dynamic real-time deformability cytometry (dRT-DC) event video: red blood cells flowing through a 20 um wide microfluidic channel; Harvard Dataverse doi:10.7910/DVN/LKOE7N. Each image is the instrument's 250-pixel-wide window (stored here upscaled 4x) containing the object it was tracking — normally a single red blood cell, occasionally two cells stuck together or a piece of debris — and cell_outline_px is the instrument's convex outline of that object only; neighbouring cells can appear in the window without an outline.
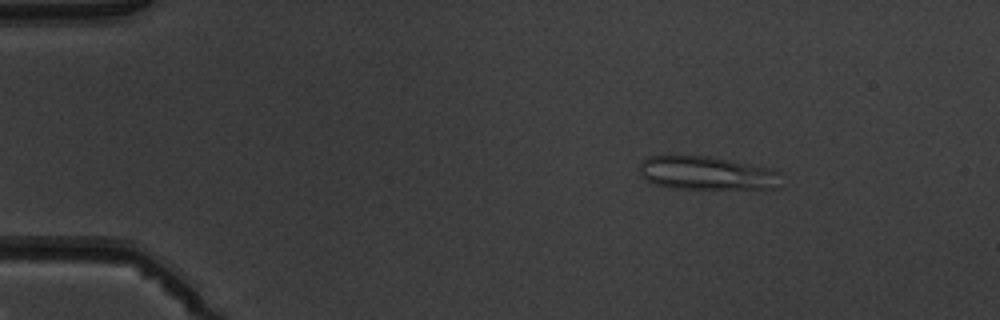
{"species": "common noctule bat (a hibernating species)", "species_latin": "Nyctalus noctula", "temperature_condition": "warm", "stored_images_in_passage": 6, "camera_frame_rate_fps": 3000, "um_per_image_px": 0.085, "animal": {"sex": "male", "body_mass_g": 19.5, "forearm_length_mm": 54.6}, "frame": {"image": 1, "passage_image": 3, "time_ms": 2.333, "image_size_px": [1000, 320], "cell_outline_px": [[780, 188], [668, 188], [652, 184], [640, 176], [640, 164], [648, 156], [708, 156], [772, 168], [780, 172]], "centroid_in_image_um": [60.06, 14.72], "position_along_channel_um": 24.9, "area_um2": 27.63}}
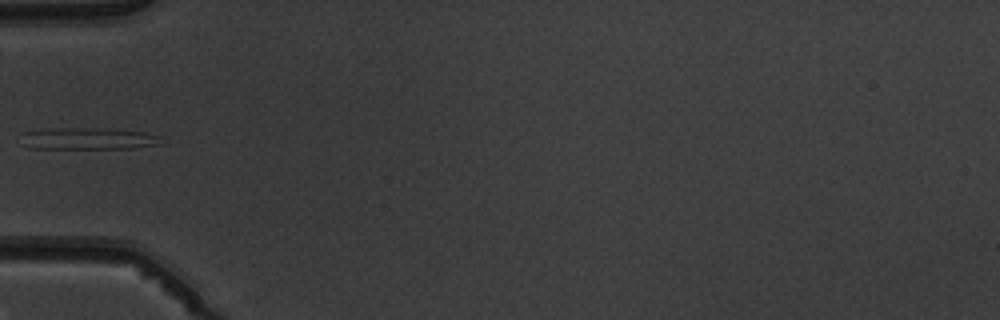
{"frame": {"image": 2, "passage_image": 5, "time_ms": 5.667, "image_size_px": [1000, 320], "cell_outline_px": [[164, 136], [160, 144], [132, 148], [28, 148], [24, 144], [20, 132], [48, 128], [100, 128], [144, 132]], "centroid_in_image_um": [7.49, 11.77], "position_along_channel_um": 77.5, "area_um2": 17.92}}
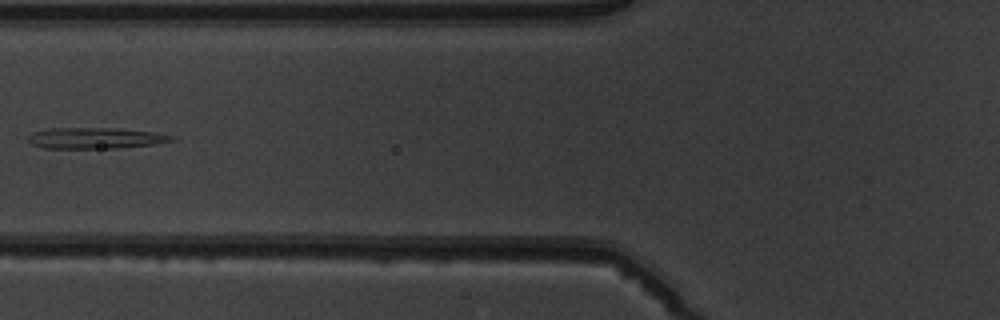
{"frame": {"image": 3, "passage_image": 6, "time_ms": 6.667, "image_size_px": [1000, 320], "cell_outline_px": [[176, 140], [152, 144], [116, 148], [44, 148], [32, 144], [28, 140], [28, 136], [32, 132], [48, 128], [112, 128], [152, 132], [172, 136]], "centroid_in_image_um": [8.04, 11.74], "position_along_channel_um": 117.8, "area_um2": 17.34}}